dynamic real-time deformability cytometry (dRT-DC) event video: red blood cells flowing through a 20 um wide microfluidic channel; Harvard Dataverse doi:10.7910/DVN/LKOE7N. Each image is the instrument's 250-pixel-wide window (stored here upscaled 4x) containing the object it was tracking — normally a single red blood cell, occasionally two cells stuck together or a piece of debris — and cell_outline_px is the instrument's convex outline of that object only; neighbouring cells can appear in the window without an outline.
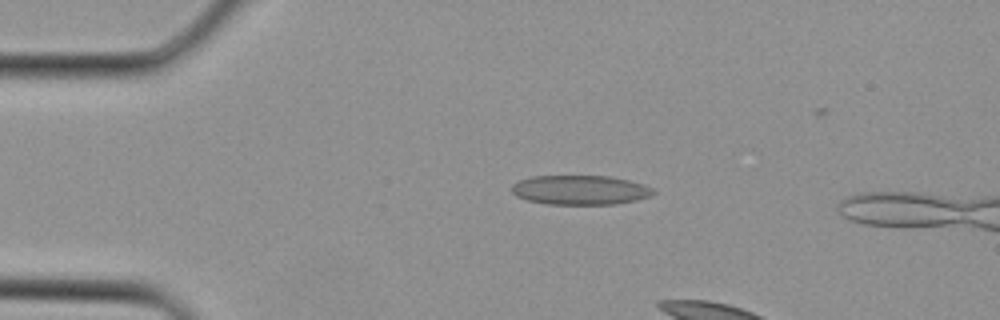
{"species": "Egyptian fruit bat (a non-hibernating species)", "species_latin": "Rousettus aegyptiacus", "temperature_condition": "cold", "stored_images_in_passage": 6, "camera_frame_rate_fps": 3000, "um_per_image_px": 0.085, "animal": {"sex": "female"}, "frame": {"image": 1, "passage_image": 2, "time_ms": 0.333, "image_size_px": [1000, 320], "cell_outline_px": [[656, 192], [648, 196], [636, 200], [616, 204], [544, 204], [528, 200], [516, 196], [512, 192], [512, 184], [520, 180], [532, 176], [612, 176], [644, 184], [652, 188]], "centroid_in_image_um": [49.31, 16.15], "position_along_channel_um": 35.7, "area_um2": 24.28}}
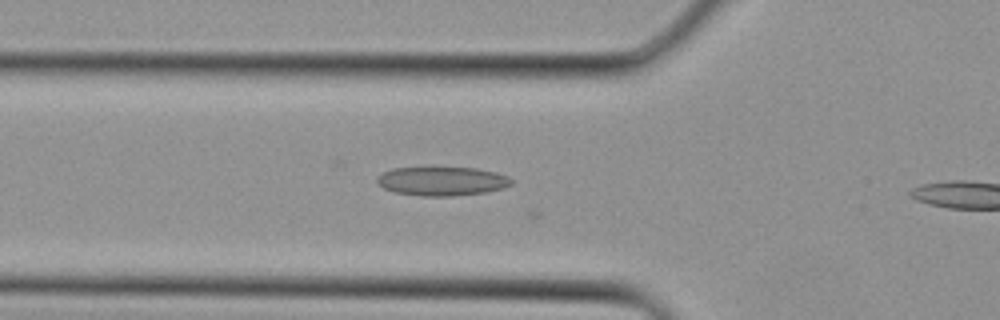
{"frame": {"image": 2, "passage_image": 5, "time_ms": 1.333, "image_size_px": [1000, 320], "cell_outline_px": [[512, 184], [504, 188], [488, 192], [452, 196], [420, 196], [396, 192], [384, 188], [376, 184], [376, 176], [392, 168], [432, 164], [476, 168], [496, 172], [508, 176], [512, 180]], "centroid_in_image_um": [37.53, 15.34], "position_along_channel_um": 88.3, "area_um2": 23.93}}